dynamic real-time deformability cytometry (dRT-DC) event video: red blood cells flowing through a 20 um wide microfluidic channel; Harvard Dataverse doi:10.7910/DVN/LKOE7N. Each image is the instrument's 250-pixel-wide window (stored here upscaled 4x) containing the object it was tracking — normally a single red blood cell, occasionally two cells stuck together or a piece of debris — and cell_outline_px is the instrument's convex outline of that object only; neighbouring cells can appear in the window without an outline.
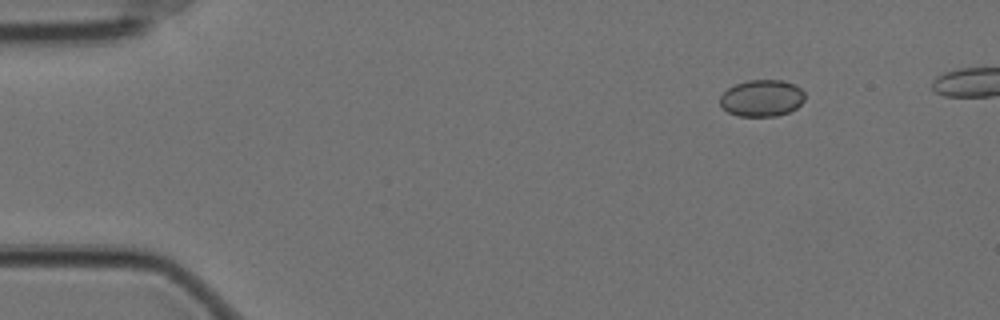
{"species": "Egyptian fruit bat (a non-hibernating species)", "species_latin": "Rousettus aegyptiacus", "temperature_condition": "cold", "stored_images_in_passage": 47, "camera_frame_rate_fps": 3000, "um_per_image_px": 0.085, "animal": {"sex": "female"}, "frame": {"image": 1, "passage_image": 1, "time_ms": 0.0, "image_size_px": [1000, 320], "cell_outline_px": [[804, 100], [796, 108], [788, 112], [776, 116], [736, 116], [728, 112], [720, 104], [720, 96], [728, 88], [736, 84], [748, 80], [784, 80], [796, 84], [804, 92]], "centroid_in_image_um": [64.76, 8.33], "position_along_channel_um": 20.2, "area_um2": 18.21}}
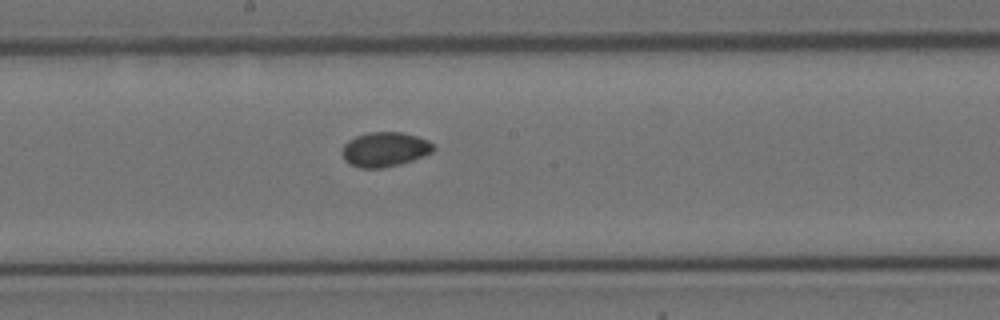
{"frame": {"image": 2, "passage_image": 25, "time_ms": 8.0, "image_size_px": [1000, 320], "cell_outline_px": [[436, 148], [432, 152], [424, 156], [400, 164], [384, 168], [360, 168], [348, 164], [344, 160], [340, 152], [344, 144], [348, 140], [356, 136], [368, 132], [404, 132], [428, 140]], "centroid_in_image_um": [32.68, 12.7], "position_along_channel_um": 215.5, "area_um2": 18.67}}
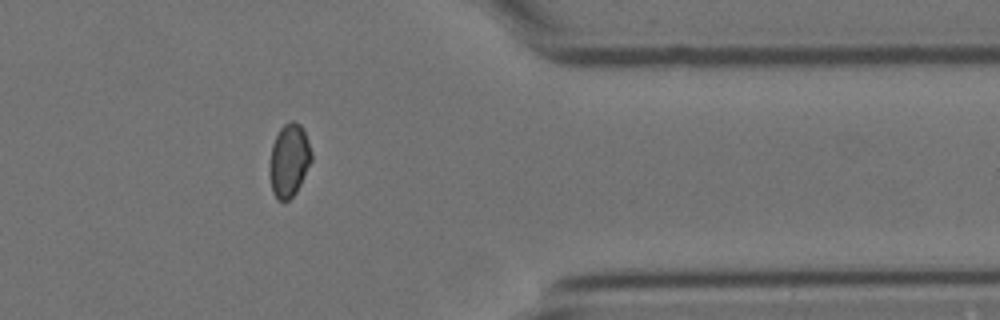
{"frame": {"image": 3, "passage_image": 41, "time_ms": 13.333, "image_size_px": [1000, 320], "cell_outline_px": [[312, 160], [296, 192], [288, 200], [276, 200], [272, 192], [268, 168], [272, 144], [280, 128], [288, 120], [292, 120], [300, 124], [304, 132], [312, 152]], "centroid_in_image_um": [24.55, 13.63], "position_along_channel_um": 386.9, "area_um2": 17.92}}